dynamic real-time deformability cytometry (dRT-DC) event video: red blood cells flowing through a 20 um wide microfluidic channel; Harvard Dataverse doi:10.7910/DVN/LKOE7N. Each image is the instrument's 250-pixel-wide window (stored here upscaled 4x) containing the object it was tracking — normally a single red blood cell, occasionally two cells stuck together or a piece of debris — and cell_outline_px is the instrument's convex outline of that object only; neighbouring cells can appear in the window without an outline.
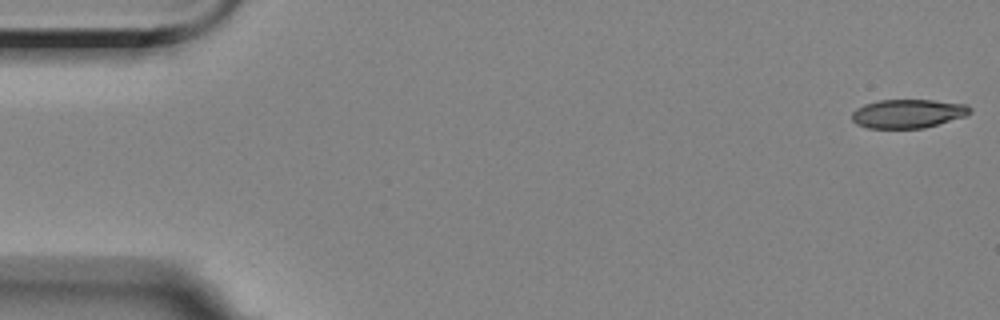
{"species": "Egyptian fruit bat (a non-hibernating species)", "species_latin": "Rousettus aegyptiacus", "temperature_condition": "room temperature", "stored_images_in_passage": 5, "camera_frame_rate_fps": 3000, "um_per_image_px": 0.085, "animal": {"sex": "female"}, "frame": {"image": 1, "passage_image": 1, "time_ms": 0.0, "image_size_px": [1000, 320], "cell_outline_px": [[972, 112], [964, 116], [924, 128], [868, 128], [856, 124], [852, 120], [852, 112], [856, 108], [864, 104], [880, 100], [932, 100], [968, 104], [972, 108]], "centroid_in_image_um": [77.17, 9.65], "position_along_channel_um": 7.8, "area_um2": 19.83}}